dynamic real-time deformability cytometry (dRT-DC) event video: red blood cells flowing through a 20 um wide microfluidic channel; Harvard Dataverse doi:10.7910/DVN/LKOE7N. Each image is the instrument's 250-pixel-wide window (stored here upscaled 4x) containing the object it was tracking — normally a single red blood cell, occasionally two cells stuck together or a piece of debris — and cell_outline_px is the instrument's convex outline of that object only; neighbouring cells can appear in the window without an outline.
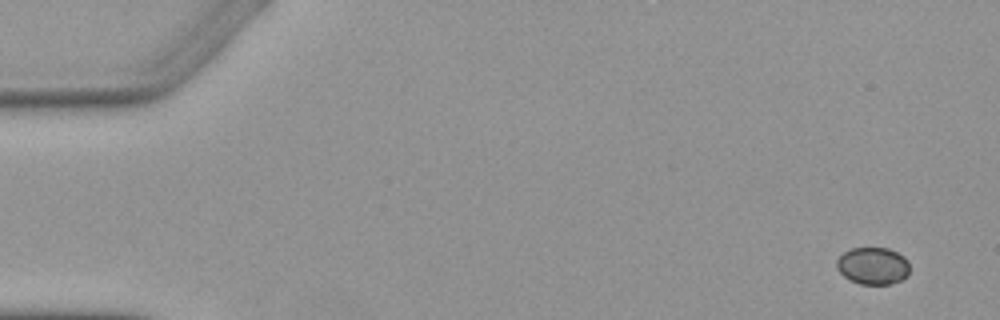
{"species": "Egyptian fruit bat (a non-hibernating species)", "species_latin": "Rousettus aegyptiacus", "temperature_condition": "warm", "stored_images_in_passage": 4, "camera_frame_rate_fps": 3000, "um_per_image_px": 0.085, "animal": {"sex": "female"}, "frame": {"image": 1, "passage_image": 1, "time_ms": 0.0, "image_size_px": [1000, 320], "cell_outline_px": [[908, 276], [892, 284], [860, 284], [844, 276], [836, 268], [836, 260], [844, 252], [852, 248], [888, 248], [904, 256], [908, 260]], "centroid_in_image_um": [74.2, 22.59], "position_along_channel_um": 10.8, "area_um2": 15.78}}
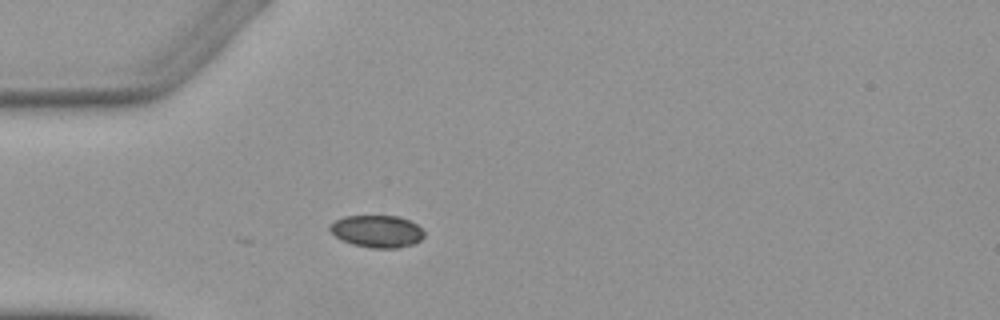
{"frame": {"image": 2, "passage_image": 4, "time_ms": 4.333, "image_size_px": [1000, 320], "cell_outline_px": [[424, 236], [420, 240], [412, 244], [396, 248], [372, 248], [352, 244], [336, 236], [328, 228], [336, 220], [344, 216], [400, 216], [416, 224], [424, 232]], "centroid_in_image_um": [32.06, 19.66], "position_along_channel_um": 52.9, "area_um2": 17.46}}